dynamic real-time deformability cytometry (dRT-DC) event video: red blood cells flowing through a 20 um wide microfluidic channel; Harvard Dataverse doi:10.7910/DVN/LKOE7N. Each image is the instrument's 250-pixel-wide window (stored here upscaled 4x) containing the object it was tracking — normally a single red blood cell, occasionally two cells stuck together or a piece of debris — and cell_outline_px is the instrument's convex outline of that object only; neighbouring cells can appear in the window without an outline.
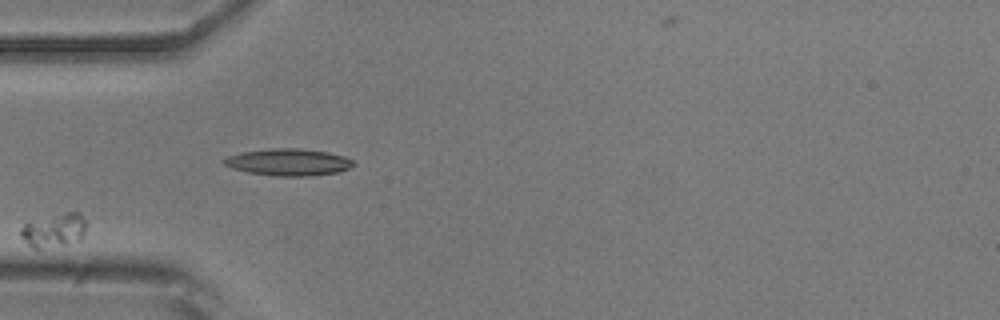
{"species": "common noctule bat (a hibernating species)", "species_latin": "Nyctalus noctula", "temperature_condition": "room temperature", "stored_images_in_passage": 7, "camera_frame_rate_fps": 3000, "um_per_image_px": 0.085, "animal": {"sex": "male", "body_mass_g": 20.5, "forearm_length_mm": 52.5}, "frame": {"image": 1, "passage_image": 3, "time_ms": 2.0, "image_size_px": [1000, 320], "cell_outline_px": [[84, 232], [80, 240], [64, 244], [36, 248], [32, 248], [20, 236], [20, 228], [24, 224], [64, 212], [80, 212], [84, 216]], "centroid_in_image_um": [4.59, 19.56], "position_along_channel_um": 80.4, "area_um2": 12.48}}
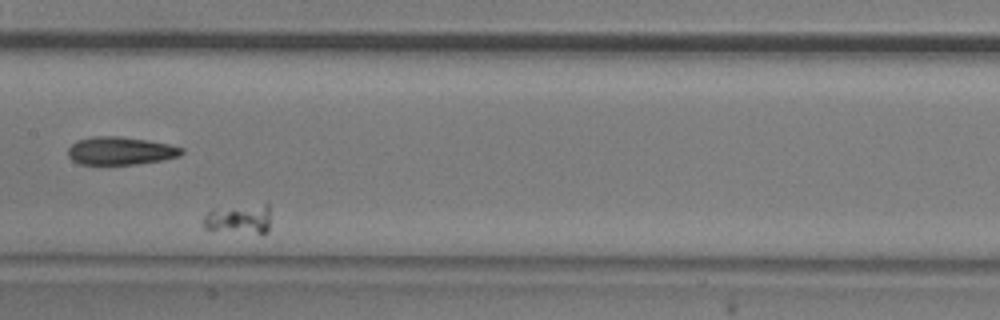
{"frame": {"image": 2, "passage_image": 6, "time_ms": 5.667, "image_size_px": [1000, 320], "cell_outline_px": [[268, 232], [256, 232], [204, 228], [204, 216], [212, 208], [264, 204], [268, 204]], "centroid_in_image_um": [20.29, 18.56], "position_along_channel_um": 187.1, "area_um2": 10.98}}
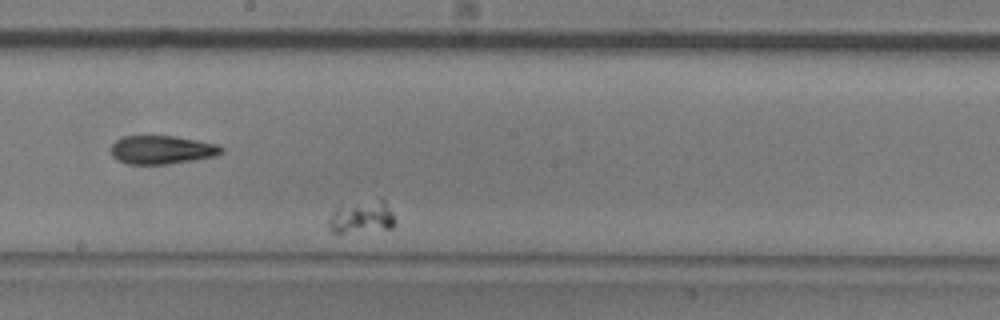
{"frame": {"image": 3, "passage_image": 7, "time_ms": 6.667, "image_size_px": [1000, 320], "cell_outline_px": [[396, 220], [392, 228], [344, 232], [332, 232], [328, 228], [328, 220], [332, 212], [340, 208], [380, 196], [384, 200], [392, 212]], "centroid_in_image_um": [30.8, 18.43], "position_along_channel_um": 217.4, "area_um2": 12.37}}